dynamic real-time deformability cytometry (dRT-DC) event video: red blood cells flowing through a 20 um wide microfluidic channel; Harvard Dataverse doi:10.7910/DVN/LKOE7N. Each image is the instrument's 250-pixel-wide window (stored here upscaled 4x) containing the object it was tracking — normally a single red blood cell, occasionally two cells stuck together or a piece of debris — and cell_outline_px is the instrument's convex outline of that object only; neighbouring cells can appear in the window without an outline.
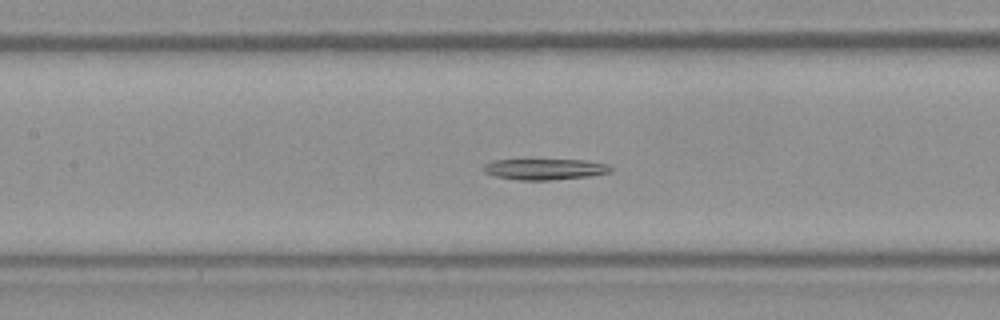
{"species": "Egyptian fruit bat (a non-hibernating species)", "species_latin": "Rousettus aegyptiacus", "temperature_condition": "room temperature", "stored_images_in_passage": 39, "camera_frame_rate_fps": 3000, "um_per_image_px": 0.085, "frame": {"image": 1, "passage_image": 15, "time_ms": 4.667, "image_size_px": [1000, 320], "cell_outline_px": [[612, 172], [592, 176], [548, 180], [520, 180], [492, 176], [484, 172], [480, 168], [484, 164], [492, 160], [584, 160], [608, 164], [612, 168]], "centroid_in_image_um": [46.28, 14.38], "position_along_channel_um": 161.1, "area_um2": 15.72}}
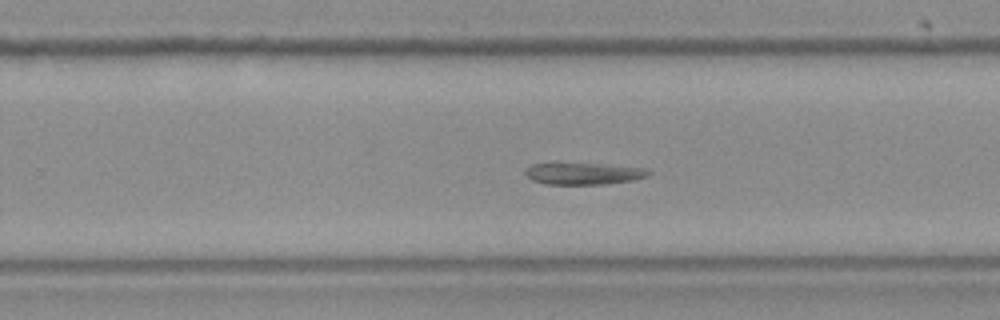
{"frame": {"image": 2, "passage_image": 23, "time_ms": 7.333, "image_size_px": [1000, 320], "cell_outline_px": [[652, 172], [648, 176], [632, 180], [604, 184], [544, 184], [532, 180], [524, 172], [524, 168], [532, 164], [596, 164], [644, 168]], "centroid_in_image_um": [49.57, 14.77], "position_along_channel_um": 280.2, "area_um2": 15.32}}
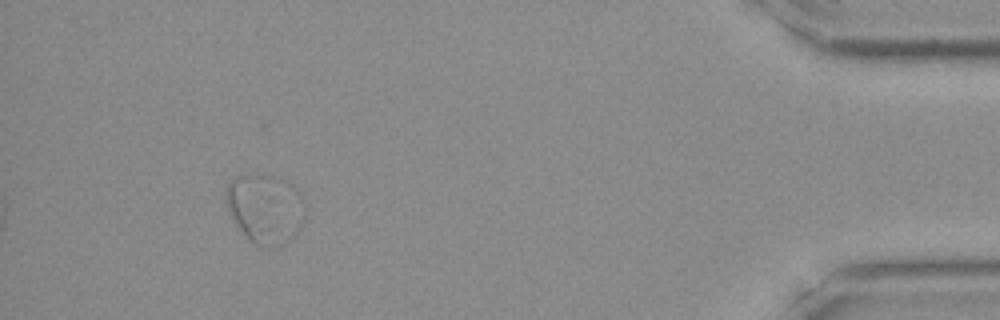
{"frame": {"image": 3, "passage_image": 36, "time_ms": 11.667, "image_size_px": [1000, 320], "cell_outline_px": [[304, 220], [300, 228], [284, 244], [272, 248], [268, 248], [256, 244], [248, 240], [236, 224], [228, 212], [224, 204], [224, 192], [228, 180], [244, 172], [276, 176], [284, 180], [296, 188], [304, 200]], "centroid_in_image_um": [22.48, 17.69], "position_along_channel_um": 412.7, "area_um2": 32.89}}